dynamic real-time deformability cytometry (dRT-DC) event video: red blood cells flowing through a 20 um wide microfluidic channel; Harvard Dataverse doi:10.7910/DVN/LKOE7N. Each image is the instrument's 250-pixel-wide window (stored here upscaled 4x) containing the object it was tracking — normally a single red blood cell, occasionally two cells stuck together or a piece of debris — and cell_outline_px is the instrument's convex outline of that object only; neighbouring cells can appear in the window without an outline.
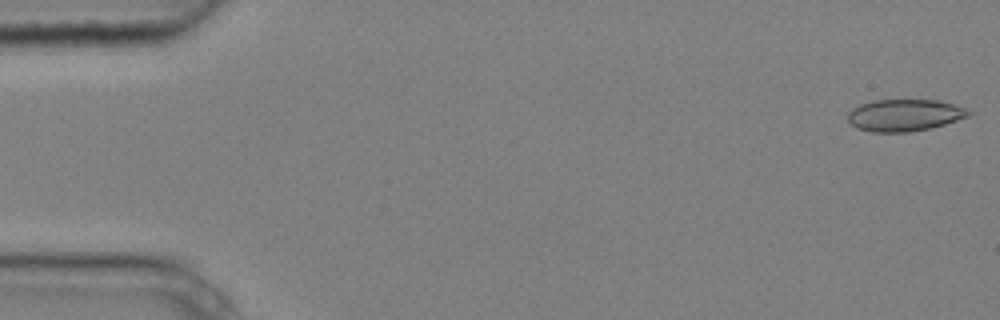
{"species": "common noctule bat (a hibernating species)", "species_latin": "Nyctalus noctula", "temperature_condition": "cold", "stored_images_in_passage": 5, "camera_frame_rate_fps": 3000, "um_per_image_px": 0.085, "animal": {"sex": "male", "body_mass_g": 20.4}, "frame": {"image": 1, "passage_image": 1, "time_ms": 0.0, "image_size_px": [1000, 320], "cell_outline_px": [[972, 112], [968, 116], [932, 128], [908, 132], [872, 132], [856, 128], [848, 120], [848, 112], [852, 108], [860, 104], [872, 100], [936, 100], [952, 104], [964, 108]], "centroid_in_image_um": [76.84, 9.79], "position_along_channel_um": 8.2, "area_um2": 22.37}}
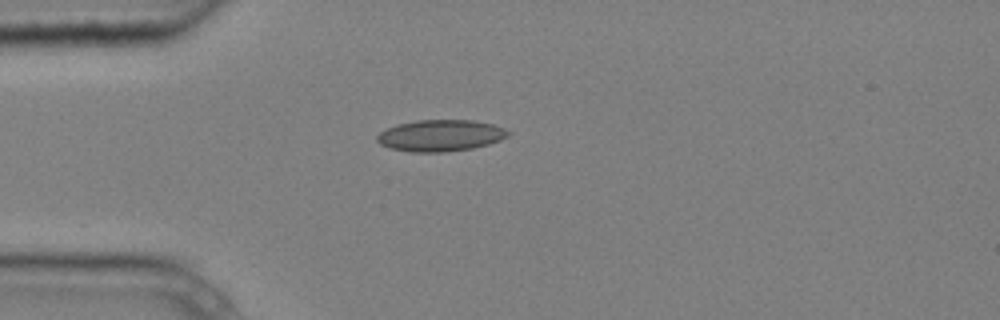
{"frame": {"image": 2, "passage_image": 4, "time_ms": 1.0, "image_size_px": [1000, 320], "cell_outline_px": [[512, 132], [508, 136], [500, 140], [488, 144], [472, 148], [444, 152], [412, 152], [388, 148], [380, 144], [376, 140], [376, 136], [380, 132], [396, 124], [416, 120], [472, 120], [492, 124], [504, 128]], "centroid_in_image_um": [37.43, 11.52], "position_along_channel_um": 47.6, "area_um2": 24.16}}